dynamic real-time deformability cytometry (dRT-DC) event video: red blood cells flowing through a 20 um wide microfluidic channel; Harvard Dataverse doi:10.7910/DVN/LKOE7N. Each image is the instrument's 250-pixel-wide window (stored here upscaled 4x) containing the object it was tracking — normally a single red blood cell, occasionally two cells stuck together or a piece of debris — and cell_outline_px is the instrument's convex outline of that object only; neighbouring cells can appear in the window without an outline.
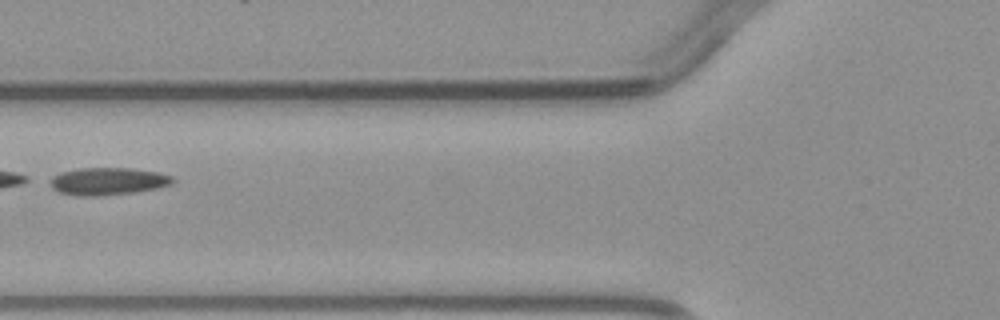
{"species": "common noctule bat (a hibernating species)", "species_latin": "Nyctalus noctula", "temperature_condition": "warm", "stored_images_in_passage": 3, "camera_frame_rate_fps": 3000, "um_per_image_px": 0.085, "animal": {"sex": "male", "body_mass_g": 23.1, "forearm_length_mm": 52.7}, "frame": {"image": 1, "passage_image": 2, "time_ms": 1.333, "image_size_px": [1000, 320], "cell_outline_px": [[176, 180], [172, 184], [156, 188], [136, 192], [96, 196], [76, 196], [60, 192], [52, 188], [44, 180], [60, 172], [80, 168], [128, 168], [160, 172], [172, 176]], "centroid_in_image_um": [9.12, 15.4], "position_along_channel_um": 116.7, "area_um2": 19.94}}
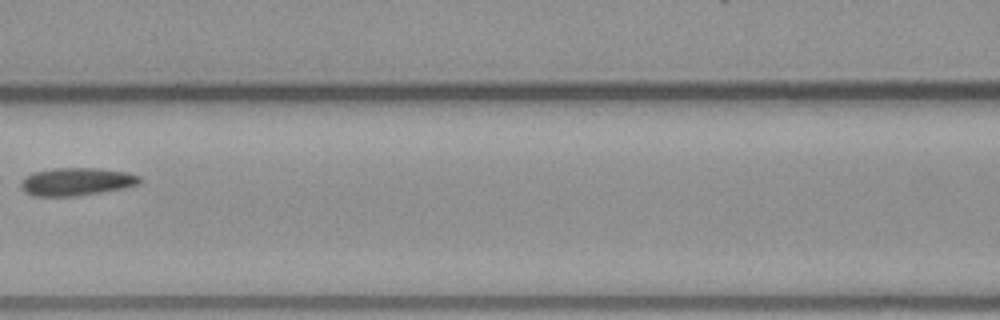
{"frame": {"image": 2, "passage_image": 3, "time_ms": 2.333, "image_size_px": [1000, 320], "cell_outline_px": [[140, 184], [124, 188], [100, 192], [72, 196], [32, 196], [24, 192], [20, 184], [24, 176], [32, 172], [52, 168], [96, 168], [128, 172], [140, 176]], "centroid_in_image_um": [6.47, 15.43], "position_along_channel_um": 160.1, "area_um2": 19.36}}